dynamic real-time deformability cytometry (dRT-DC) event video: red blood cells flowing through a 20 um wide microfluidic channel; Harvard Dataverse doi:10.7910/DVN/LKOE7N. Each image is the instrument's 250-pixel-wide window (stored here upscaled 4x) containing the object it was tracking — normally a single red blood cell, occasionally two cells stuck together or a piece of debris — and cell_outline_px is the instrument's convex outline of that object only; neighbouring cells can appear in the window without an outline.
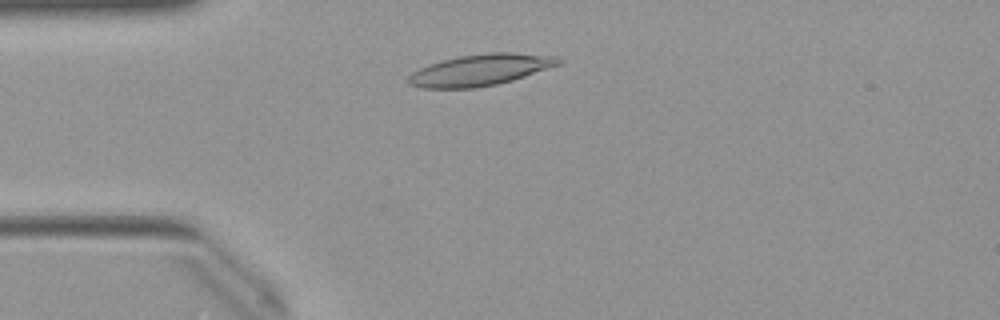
{"species": "Egyptian fruit bat (a non-hibernating species)", "species_latin": "Rousettus aegyptiacus", "temperature_condition": "warm", "stored_images_in_passage": 40, "camera_frame_rate_fps": 3000, "um_per_image_px": 0.085, "animal": {"sex": "female"}, "frame": {"image": 1, "passage_image": 2, "time_ms": 0.333, "image_size_px": [1000, 320], "cell_outline_px": [[564, 60], [560, 64], [512, 80], [496, 84], [476, 88], [420, 88], [408, 84], [408, 76], [412, 72], [428, 64], [460, 56], [492, 52], [512, 52], [560, 56]], "centroid_in_image_um": [40.85, 5.94], "position_along_channel_um": 44.2, "area_um2": 27.46}}
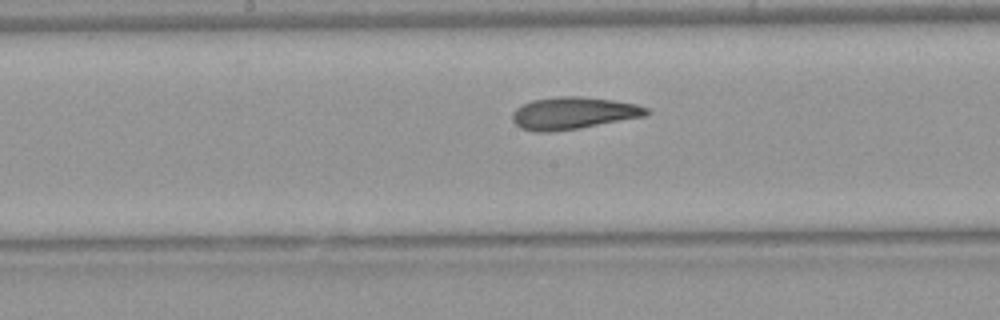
{"frame": {"image": 2, "passage_image": 15, "time_ms": 4.667, "image_size_px": [1000, 320], "cell_outline_px": [[652, 112], [644, 116], [580, 128], [548, 132], [536, 132], [520, 128], [512, 120], [512, 112], [516, 108], [532, 100], [560, 96], [580, 96], [612, 100], [636, 104], [648, 108]], "centroid_in_image_um": [48.72, 9.62], "position_along_channel_um": 199.5, "area_um2": 25.09}}
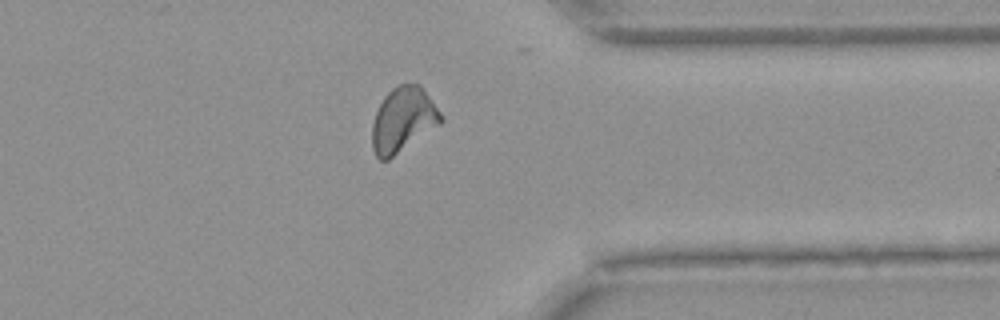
{"frame": {"image": 3, "passage_image": 29, "time_ms": 9.333, "image_size_px": [1000, 320], "cell_outline_px": [[444, 120], [440, 124], [388, 160], [380, 160], [376, 156], [372, 148], [372, 124], [376, 112], [384, 96], [392, 88], [400, 84], [420, 84], [444, 116]], "centroid_in_image_um": [34.26, 10.18], "position_along_channel_um": 377.1, "area_um2": 25.89}, "authors_computed_cell_mechanics": {"area_um2": 25.0274, "velocity_mm_per_s": 3.983, "shape_relaxation_time_tau1_ms": 5.2403, "shape_relaxation_time_tau2_ms": 2.2113, "deformation_change_tau1": 0.1731, "deformation_change_tau2": 0.1059}}